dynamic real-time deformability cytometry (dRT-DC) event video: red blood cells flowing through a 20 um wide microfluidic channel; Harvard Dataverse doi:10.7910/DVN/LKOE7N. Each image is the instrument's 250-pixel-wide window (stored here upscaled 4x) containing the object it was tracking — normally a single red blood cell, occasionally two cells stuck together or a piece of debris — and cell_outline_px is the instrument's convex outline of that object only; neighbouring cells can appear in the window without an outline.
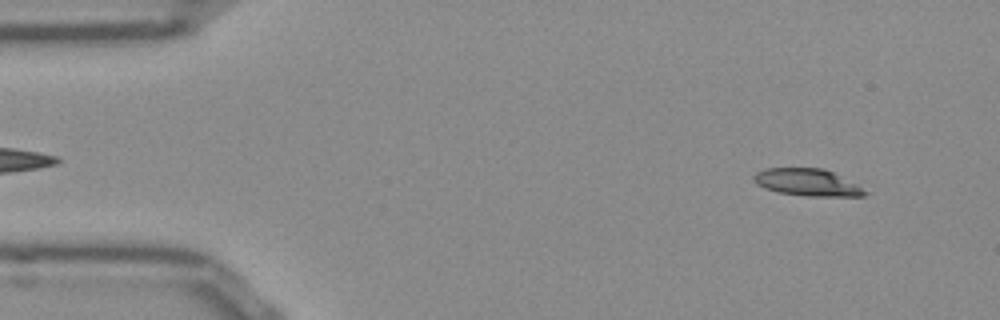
{"species": "Egyptian fruit bat (a non-hibernating species)", "species_latin": "Rousettus aegyptiacus", "temperature_condition": "room temperature", "stored_images_in_passage": 52, "segment_of_instrument_passage": [1, 2], "camera_frame_rate_fps": 3000, "um_per_image_px": 0.085, "frame": {"image": 1, "passage_image": 4, "time_ms": 1.0, "image_size_px": [1000, 320], "cell_outline_px": [[868, 192], [864, 196], [808, 196], [776, 192], [764, 188], [756, 184], [752, 180], [752, 176], [756, 172], [764, 168], [824, 168], [856, 184]], "centroid_in_image_um": [68.56, 15.5], "position_along_channel_um": 16.4, "area_um2": 17.57}}
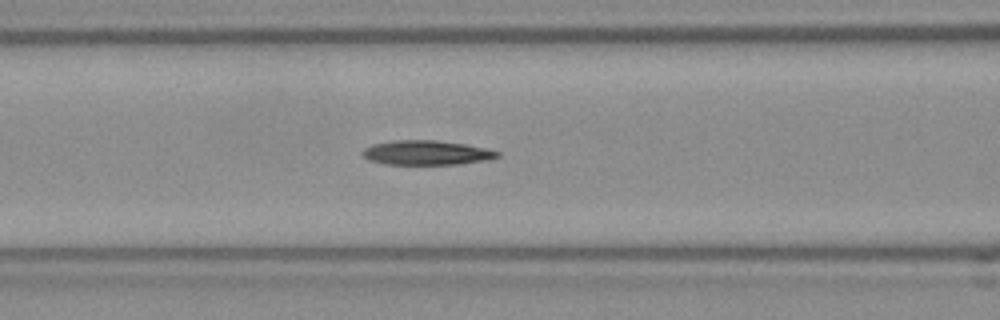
{"frame": {"image": 2, "passage_image": 20, "time_ms": 6.333, "image_size_px": [1000, 320], "cell_outline_px": [[500, 156], [488, 160], [460, 164], [384, 164], [368, 160], [360, 152], [364, 148], [372, 144], [392, 140], [436, 140], [464, 144], [488, 148], [500, 152]], "centroid_in_image_um": [36.25, 12.98], "position_along_channel_um": 130.3, "area_um2": 19.42}}
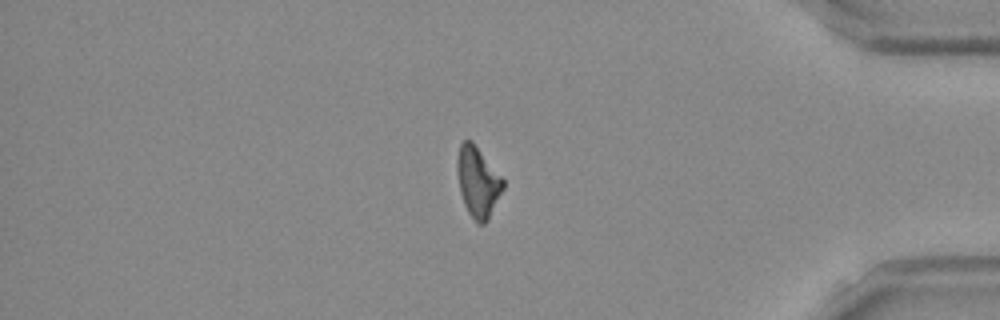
{"frame": {"image": 3, "passage_image": 43, "time_ms": 14.0, "image_size_px": [1000, 320], "cell_outline_px": [[504, 188], [488, 220], [484, 224], [476, 224], [468, 212], [464, 204], [460, 192], [456, 168], [456, 164], [460, 144], [464, 140], [472, 140], [504, 180]], "centroid_in_image_um": [40.61, 15.48], "position_along_channel_um": 394.6, "area_um2": 18.84}}